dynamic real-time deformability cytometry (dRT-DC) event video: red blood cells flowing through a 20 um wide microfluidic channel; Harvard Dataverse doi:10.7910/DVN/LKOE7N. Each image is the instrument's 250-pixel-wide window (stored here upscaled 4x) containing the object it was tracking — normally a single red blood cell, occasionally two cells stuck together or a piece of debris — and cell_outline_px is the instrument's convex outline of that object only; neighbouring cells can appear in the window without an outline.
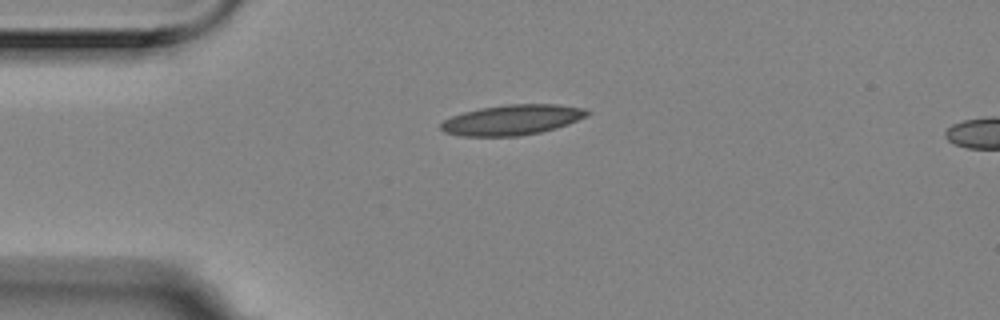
{"species": "Egyptian fruit bat (a non-hibernating species)", "species_latin": "Rousettus aegyptiacus", "temperature_condition": "room temperature", "stored_images_in_passage": 3, "segment_of_instrument_passage": [1, 2], "camera_frame_rate_fps": 3000, "um_per_image_px": 0.085, "animal": {"sex": "female"}, "frame": {"image": 1, "passage_image": 1, "time_ms": 0.0, "image_size_px": [1000, 320], "cell_outline_px": [[592, 112], [588, 116], [568, 124], [556, 128], [540, 132], [520, 136], [460, 136], [444, 132], [440, 128], [440, 124], [444, 120], [452, 116], [464, 112], [480, 108], [508, 104], [556, 104], [584, 108]], "centroid_in_image_um": [43.55, 10.19], "position_along_channel_um": 41.5, "area_um2": 25.89}}